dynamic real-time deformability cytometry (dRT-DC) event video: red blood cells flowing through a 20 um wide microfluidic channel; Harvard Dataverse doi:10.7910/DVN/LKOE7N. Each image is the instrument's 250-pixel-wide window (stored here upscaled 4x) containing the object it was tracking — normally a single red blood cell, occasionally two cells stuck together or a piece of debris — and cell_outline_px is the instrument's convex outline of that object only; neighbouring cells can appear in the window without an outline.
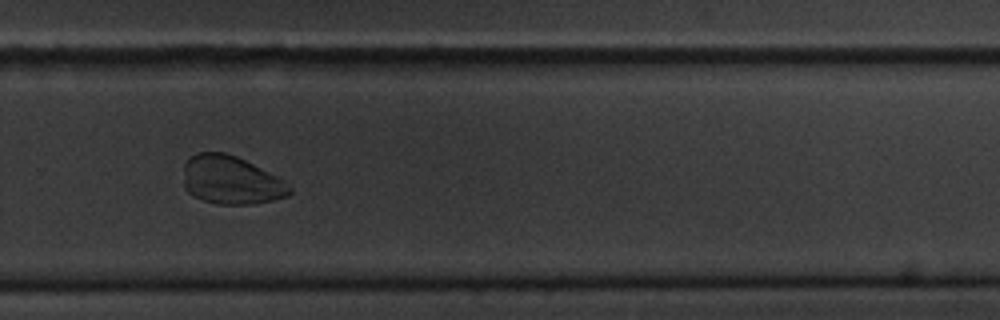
{"species": "common noctule bat (a hibernating species)", "species_latin": "Nyctalus noctula", "temperature_condition": "cold", "stored_images_in_passage": 9, "camera_frame_rate_fps": 3000, "um_per_image_px": 0.085, "animal": {"sex": "male", "body_mass_g": 20.1, "forearm_length_mm": 53.5}, "frame": {"image": 1, "passage_image": 9, "time_ms": 9.333, "image_size_px": [1000, 320], "cell_outline_px": [[292, 192], [288, 196], [272, 200], [252, 204], [220, 204], [204, 200], [192, 196], [184, 188], [184, 164], [192, 156], [200, 152], [224, 152], [236, 156], [288, 180], [292, 188]], "centroid_in_image_um": [19.69, 15.31], "position_along_channel_um": 310.1, "area_um2": 30.17}}